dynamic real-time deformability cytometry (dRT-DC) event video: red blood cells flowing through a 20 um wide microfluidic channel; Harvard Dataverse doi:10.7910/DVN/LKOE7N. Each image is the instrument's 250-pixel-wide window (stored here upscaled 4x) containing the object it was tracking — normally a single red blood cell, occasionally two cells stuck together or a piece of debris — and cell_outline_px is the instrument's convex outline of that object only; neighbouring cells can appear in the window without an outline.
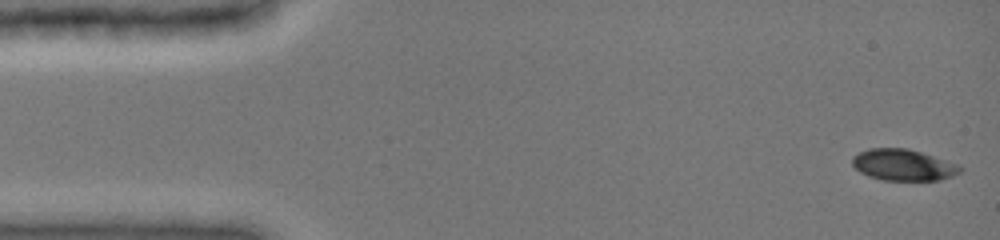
{"species": "common noctule bat (a hibernating species)", "species_latin": "Nyctalus noctula", "temperature_condition": "cold", "stored_images_in_passage": 25, "camera_frame_rate_fps": 3000, "um_per_image_px": 0.085, "animal": {"sex": "female", "body_mass_g": 19.0, "forearm_length_mm": 51.5}, "frame": {"image": 1, "passage_image": 1, "time_ms": 0.0, "image_size_px": [1000, 240], "cell_outline_px": [[964, 168], [960, 172], [952, 176], [940, 180], [884, 180], [868, 176], [860, 172], [852, 164], [852, 156], [868, 148], [908, 148], [960, 164]], "centroid_in_image_um": [76.8, 14.01], "position_along_channel_um": 8.2, "area_um2": 19.83}}
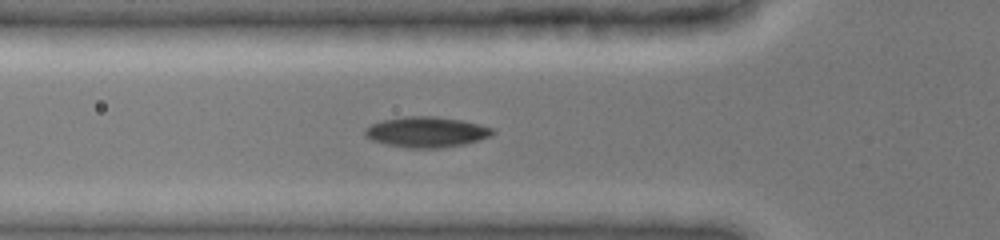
{"frame": {"image": 2, "passage_image": 15, "time_ms": 5.0, "image_size_px": [1000, 240], "cell_outline_px": [[496, 132], [492, 136], [480, 140], [464, 144], [440, 148], [412, 148], [388, 144], [372, 140], [364, 136], [364, 128], [380, 120], [404, 116], [436, 116], [464, 120], [496, 128]], "centroid_in_image_um": [36.3, 11.2], "position_along_channel_um": 89.5, "area_um2": 23.06}}
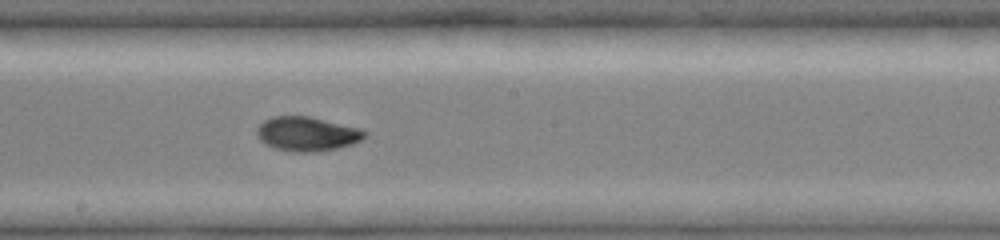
{"frame": {"image": 3, "passage_image": 25, "time_ms": 8.333, "image_size_px": [1000, 240], "cell_outline_px": [[368, 136], [352, 144], [336, 148], [312, 152], [292, 152], [276, 148], [264, 144], [256, 136], [256, 128], [264, 120], [272, 116], [312, 116], [360, 128], [368, 132]], "centroid_in_image_um": [26.09, 11.37], "position_along_channel_um": 222.1, "area_um2": 21.79}}